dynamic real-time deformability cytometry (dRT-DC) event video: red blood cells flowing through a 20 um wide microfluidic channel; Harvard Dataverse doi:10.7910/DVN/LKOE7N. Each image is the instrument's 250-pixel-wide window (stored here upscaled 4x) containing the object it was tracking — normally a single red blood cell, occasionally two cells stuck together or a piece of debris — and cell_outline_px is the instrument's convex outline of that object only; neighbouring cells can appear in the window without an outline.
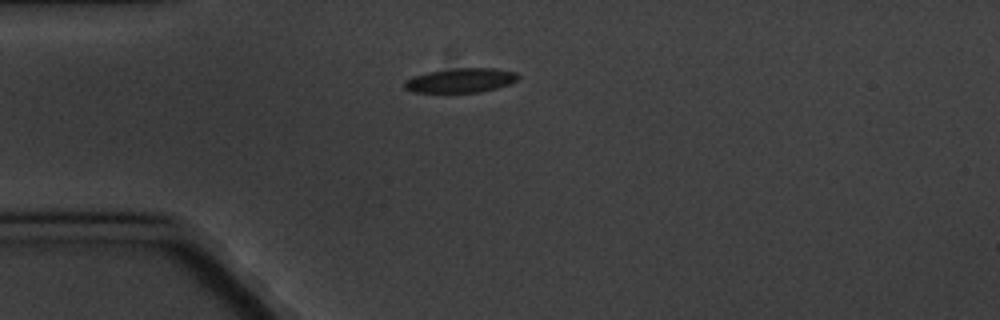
{"species": "common noctule bat (a hibernating species)", "species_latin": "Nyctalus noctula", "temperature_condition": "cold", "stored_images_in_passage": 3, "camera_frame_rate_fps": 3000, "um_per_image_px": 0.085, "animal": {"sex": "male", "body_mass_g": 20.1, "forearm_length_mm": 53.5}, "frame": {"image": 1, "passage_image": 3, "time_ms": 3.0, "image_size_px": [1000, 320], "cell_outline_px": [[520, 76], [516, 80], [508, 84], [496, 88], [480, 92], [412, 92], [404, 88], [404, 80], [412, 76], [428, 72], [456, 68], [496, 68], [516, 72]], "centroid_in_image_um": [39.14, 6.83], "position_along_channel_um": 45.9, "area_um2": 16.13}}